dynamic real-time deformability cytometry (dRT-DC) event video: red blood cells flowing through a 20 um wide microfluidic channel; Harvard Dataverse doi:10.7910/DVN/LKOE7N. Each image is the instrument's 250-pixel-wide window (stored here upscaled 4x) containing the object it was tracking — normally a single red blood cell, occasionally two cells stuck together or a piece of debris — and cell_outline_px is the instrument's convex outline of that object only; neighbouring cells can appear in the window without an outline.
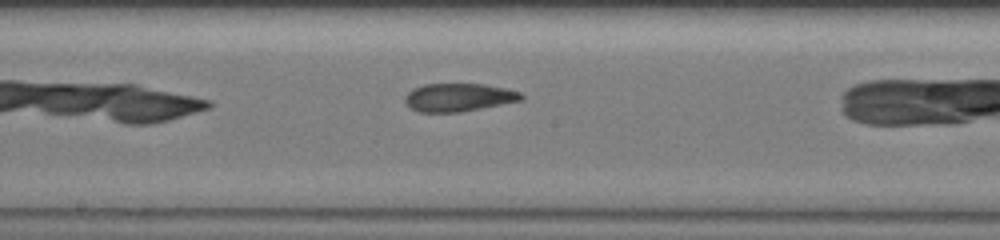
{"species": "common noctule bat (a hibernating species)", "species_latin": "Nyctalus noctula", "temperature_condition": "warm", "stored_images_in_passage": 28, "camera_frame_rate_fps": 3000, "um_per_image_px": 0.085, "animal": {"sex": "female", "body_mass_g": 19.5, "forearm_length_mm": 54.1}, "frame": {"image": 1, "passage_image": 13, "time_ms": 4.0, "image_size_px": [1000, 240], "cell_outline_px": [[524, 100], [460, 112], [420, 112], [412, 108], [404, 100], [404, 96], [412, 88], [424, 84], [484, 84], [504, 88], [520, 92], [524, 96]], "centroid_in_image_um": [38.99, 8.27], "position_along_channel_um": 209.2, "area_um2": 19.02}}
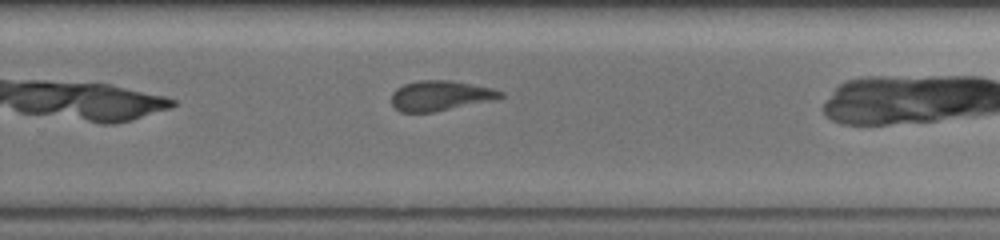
{"frame": {"image": 2, "passage_image": 20, "time_ms": 6.333, "image_size_px": [1000, 240], "cell_outline_px": [[504, 96], [432, 112], [400, 112], [392, 104], [392, 92], [396, 88], [404, 84], [420, 80], [452, 80], [492, 88], [504, 92]], "centroid_in_image_um": [37.36, 8.11], "position_along_channel_um": 292.4, "area_um2": 18.61}}